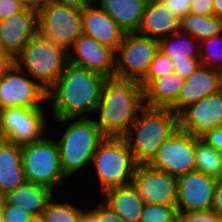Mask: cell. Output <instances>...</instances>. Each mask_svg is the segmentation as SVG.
Here are the masks:
<instances>
[{"instance_id": "obj_1", "label": "cell", "mask_w": 222, "mask_h": 222, "mask_svg": "<svg viewBox=\"0 0 222 222\" xmlns=\"http://www.w3.org/2000/svg\"><path fill=\"white\" fill-rule=\"evenodd\" d=\"M106 79L68 60L63 73L47 90L54 119L89 118L87 113L95 112Z\"/></svg>"}, {"instance_id": "obj_2", "label": "cell", "mask_w": 222, "mask_h": 222, "mask_svg": "<svg viewBox=\"0 0 222 222\" xmlns=\"http://www.w3.org/2000/svg\"><path fill=\"white\" fill-rule=\"evenodd\" d=\"M145 106L143 86L116 77L105 80L93 118L104 137L123 138Z\"/></svg>"}, {"instance_id": "obj_3", "label": "cell", "mask_w": 222, "mask_h": 222, "mask_svg": "<svg viewBox=\"0 0 222 222\" xmlns=\"http://www.w3.org/2000/svg\"><path fill=\"white\" fill-rule=\"evenodd\" d=\"M178 114L170 108L144 106L123 137L138 164H148L158 148L178 129Z\"/></svg>"}, {"instance_id": "obj_4", "label": "cell", "mask_w": 222, "mask_h": 222, "mask_svg": "<svg viewBox=\"0 0 222 222\" xmlns=\"http://www.w3.org/2000/svg\"><path fill=\"white\" fill-rule=\"evenodd\" d=\"M61 125L69 123L58 139L60 164L69 178L87 167L93 159L97 146L105 138L93 118H65L54 120Z\"/></svg>"}, {"instance_id": "obj_5", "label": "cell", "mask_w": 222, "mask_h": 222, "mask_svg": "<svg viewBox=\"0 0 222 222\" xmlns=\"http://www.w3.org/2000/svg\"><path fill=\"white\" fill-rule=\"evenodd\" d=\"M68 52L38 32L12 58V62L45 90H48L63 73Z\"/></svg>"}, {"instance_id": "obj_6", "label": "cell", "mask_w": 222, "mask_h": 222, "mask_svg": "<svg viewBox=\"0 0 222 222\" xmlns=\"http://www.w3.org/2000/svg\"><path fill=\"white\" fill-rule=\"evenodd\" d=\"M101 192L132 184L138 163L124 138L105 137L97 146L92 161Z\"/></svg>"}, {"instance_id": "obj_7", "label": "cell", "mask_w": 222, "mask_h": 222, "mask_svg": "<svg viewBox=\"0 0 222 222\" xmlns=\"http://www.w3.org/2000/svg\"><path fill=\"white\" fill-rule=\"evenodd\" d=\"M21 159L26 182L51 188L68 178L60 164L59 148L54 138H44L21 146Z\"/></svg>"}, {"instance_id": "obj_8", "label": "cell", "mask_w": 222, "mask_h": 222, "mask_svg": "<svg viewBox=\"0 0 222 222\" xmlns=\"http://www.w3.org/2000/svg\"><path fill=\"white\" fill-rule=\"evenodd\" d=\"M158 51L159 40L137 32L126 33L115 54L114 77L141 83Z\"/></svg>"}, {"instance_id": "obj_9", "label": "cell", "mask_w": 222, "mask_h": 222, "mask_svg": "<svg viewBox=\"0 0 222 222\" xmlns=\"http://www.w3.org/2000/svg\"><path fill=\"white\" fill-rule=\"evenodd\" d=\"M32 79L12 61L0 64V110L43 107L47 90Z\"/></svg>"}, {"instance_id": "obj_10", "label": "cell", "mask_w": 222, "mask_h": 222, "mask_svg": "<svg viewBox=\"0 0 222 222\" xmlns=\"http://www.w3.org/2000/svg\"><path fill=\"white\" fill-rule=\"evenodd\" d=\"M38 33L69 51L82 34L81 9L49 1L37 12Z\"/></svg>"}, {"instance_id": "obj_11", "label": "cell", "mask_w": 222, "mask_h": 222, "mask_svg": "<svg viewBox=\"0 0 222 222\" xmlns=\"http://www.w3.org/2000/svg\"><path fill=\"white\" fill-rule=\"evenodd\" d=\"M45 113L44 107L1 109L0 136L20 146L43 139L48 121Z\"/></svg>"}, {"instance_id": "obj_12", "label": "cell", "mask_w": 222, "mask_h": 222, "mask_svg": "<svg viewBox=\"0 0 222 222\" xmlns=\"http://www.w3.org/2000/svg\"><path fill=\"white\" fill-rule=\"evenodd\" d=\"M195 142L196 136L178 128L163 142L148 164L176 178L196 171Z\"/></svg>"}, {"instance_id": "obj_13", "label": "cell", "mask_w": 222, "mask_h": 222, "mask_svg": "<svg viewBox=\"0 0 222 222\" xmlns=\"http://www.w3.org/2000/svg\"><path fill=\"white\" fill-rule=\"evenodd\" d=\"M132 184L145 203L176 204L177 178L169 173L155 169L149 164H138Z\"/></svg>"}, {"instance_id": "obj_14", "label": "cell", "mask_w": 222, "mask_h": 222, "mask_svg": "<svg viewBox=\"0 0 222 222\" xmlns=\"http://www.w3.org/2000/svg\"><path fill=\"white\" fill-rule=\"evenodd\" d=\"M217 179L199 171L177 177L178 212L211 210Z\"/></svg>"}, {"instance_id": "obj_15", "label": "cell", "mask_w": 222, "mask_h": 222, "mask_svg": "<svg viewBox=\"0 0 222 222\" xmlns=\"http://www.w3.org/2000/svg\"><path fill=\"white\" fill-rule=\"evenodd\" d=\"M178 127L197 137L222 127V90L183 108L178 113Z\"/></svg>"}, {"instance_id": "obj_16", "label": "cell", "mask_w": 222, "mask_h": 222, "mask_svg": "<svg viewBox=\"0 0 222 222\" xmlns=\"http://www.w3.org/2000/svg\"><path fill=\"white\" fill-rule=\"evenodd\" d=\"M115 54L116 52L113 49L82 33L68 51V60L106 78H113L115 74Z\"/></svg>"}, {"instance_id": "obj_17", "label": "cell", "mask_w": 222, "mask_h": 222, "mask_svg": "<svg viewBox=\"0 0 222 222\" xmlns=\"http://www.w3.org/2000/svg\"><path fill=\"white\" fill-rule=\"evenodd\" d=\"M38 32L37 11L23 10L0 21V41L3 50L14 58Z\"/></svg>"}, {"instance_id": "obj_18", "label": "cell", "mask_w": 222, "mask_h": 222, "mask_svg": "<svg viewBox=\"0 0 222 222\" xmlns=\"http://www.w3.org/2000/svg\"><path fill=\"white\" fill-rule=\"evenodd\" d=\"M94 0L81 9L82 33L117 51L126 34L118 24Z\"/></svg>"}, {"instance_id": "obj_19", "label": "cell", "mask_w": 222, "mask_h": 222, "mask_svg": "<svg viewBox=\"0 0 222 222\" xmlns=\"http://www.w3.org/2000/svg\"><path fill=\"white\" fill-rule=\"evenodd\" d=\"M222 90V73L200 65L188 78L170 108L178 114L187 105Z\"/></svg>"}, {"instance_id": "obj_20", "label": "cell", "mask_w": 222, "mask_h": 222, "mask_svg": "<svg viewBox=\"0 0 222 222\" xmlns=\"http://www.w3.org/2000/svg\"><path fill=\"white\" fill-rule=\"evenodd\" d=\"M178 30L180 19L161 0H149L137 33L160 40Z\"/></svg>"}, {"instance_id": "obj_21", "label": "cell", "mask_w": 222, "mask_h": 222, "mask_svg": "<svg viewBox=\"0 0 222 222\" xmlns=\"http://www.w3.org/2000/svg\"><path fill=\"white\" fill-rule=\"evenodd\" d=\"M25 182L21 146L3 139L0 142V199Z\"/></svg>"}, {"instance_id": "obj_22", "label": "cell", "mask_w": 222, "mask_h": 222, "mask_svg": "<svg viewBox=\"0 0 222 222\" xmlns=\"http://www.w3.org/2000/svg\"><path fill=\"white\" fill-rule=\"evenodd\" d=\"M186 78L173 72L155 80H143L144 103L149 107L171 108Z\"/></svg>"}, {"instance_id": "obj_23", "label": "cell", "mask_w": 222, "mask_h": 222, "mask_svg": "<svg viewBox=\"0 0 222 222\" xmlns=\"http://www.w3.org/2000/svg\"><path fill=\"white\" fill-rule=\"evenodd\" d=\"M149 0H94L126 33L137 32Z\"/></svg>"}, {"instance_id": "obj_24", "label": "cell", "mask_w": 222, "mask_h": 222, "mask_svg": "<svg viewBox=\"0 0 222 222\" xmlns=\"http://www.w3.org/2000/svg\"><path fill=\"white\" fill-rule=\"evenodd\" d=\"M103 202L125 222H139L145 205L133 184L106 190Z\"/></svg>"}, {"instance_id": "obj_25", "label": "cell", "mask_w": 222, "mask_h": 222, "mask_svg": "<svg viewBox=\"0 0 222 222\" xmlns=\"http://www.w3.org/2000/svg\"><path fill=\"white\" fill-rule=\"evenodd\" d=\"M54 194L47 186L25 182L1 199L7 205L24 208L33 215H41Z\"/></svg>"}, {"instance_id": "obj_26", "label": "cell", "mask_w": 222, "mask_h": 222, "mask_svg": "<svg viewBox=\"0 0 222 222\" xmlns=\"http://www.w3.org/2000/svg\"><path fill=\"white\" fill-rule=\"evenodd\" d=\"M188 36V37H187ZM159 50L173 62L186 61L188 58L200 59L199 41L181 30L159 40Z\"/></svg>"}, {"instance_id": "obj_27", "label": "cell", "mask_w": 222, "mask_h": 222, "mask_svg": "<svg viewBox=\"0 0 222 222\" xmlns=\"http://www.w3.org/2000/svg\"><path fill=\"white\" fill-rule=\"evenodd\" d=\"M180 30L201 41L222 32V18L188 13L180 20Z\"/></svg>"}, {"instance_id": "obj_28", "label": "cell", "mask_w": 222, "mask_h": 222, "mask_svg": "<svg viewBox=\"0 0 222 222\" xmlns=\"http://www.w3.org/2000/svg\"><path fill=\"white\" fill-rule=\"evenodd\" d=\"M195 166L196 171L215 179L222 178V153L197 136L195 142Z\"/></svg>"}, {"instance_id": "obj_29", "label": "cell", "mask_w": 222, "mask_h": 222, "mask_svg": "<svg viewBox=\"0 0 222 222\" xmlns=\"http://www.w3.org/2000/svg\"><path fill=\"white\" fill-rule=\"evenodd\" d=\"M84 210L71 203L54 202L51 199L41 215L44 222H79Z\"/></svg>"}, {"instance_id": "obj_30", "label": "cell", "mask_w": 222, "mask_h": 222, "mask_svg": "<svg viewBox=\"0 0 222 222\" xmlns=\"http://www.w3.org/2000/svg\"><path fill=\"white\" fill-rule=\"evenodd\" d=\"M222 32L199 41L201 64L222 73Z\"/></svg>"}, {"instance_id": "obj_31", "label": "cell", "mask_w": 222, "mask_h": 222, "mask_svg": "<svg viewBox=\"0 0 222 222\" xmlns=\"http://www.w3.org/2000/svg\"><path fill=\"white\" fill-rule=\"evenodd\" d=\"M177 214L175 205L145 203L139 222H176Z\"/></svg>"}, {"instance_id": "obj_32", "label": "cell", "mask_w": 222, "mask_h": 222, "mask_svg": "<svg viewBox=\"0 0 222 222\" xmlns=\"http://www.w3.org/2000/svg\"><path fill=\"white\" fill-rule=\"evenodd\" d=\"M173 72V61L159 50L151 61L148 76L144 80H155Z\"/></svg>"}, {"instance_id": "obj_33", "label": "cell", "mask_w": 222, "mask_h": 222, "mask_svg": "<svg viewBox=\"0 0 222 222\" xmlns=\"http://www.w3.org/2000/svg\"><path fill=\"white\" fill-rule=\"evenodd\" d=\"M0 215L2 222H27L33 214L24 208L7 205L0 199Z\"/></svg>"}, {"instance_id": "obj_34", "label": "cell", "mask_w": 222, "mask_h": 222, "mask_svg": "<svg viewBox=\"0 0 222 222\" xmlns=\"http://www.w3.org/2000/svg\"><path fill=\"white\" fill-rule=\"evenodd\" d=\"M176 222H222L213 210L178 212Z\"/></svg>"}, {"instance_id": "obj_35", "label": "cell", "mask_w": 222, "mask_h": 222, "mask_svg": "<svg viewBox=\"0 0 222 222\" xmlns=\"http://www.w3.org/2000/svg\"><path fill=\"white\" fill-rule=\"evenodd\" d=\"M88 211L97 219L98 222H125L118 214H116L103 201L99 202L95 208Z\"/></svg>"}, {"instance_id": "obj_36", "label": "cell", "mask_w": 222, "mask_h": 222, "mask_svg": "<svg viewBox=\"0 0 222 222\" xmlns=\"http://www.w3.org/2000/svg\"><path fill=\"white\" fill-rule=\"evenodd\" d=\"M200 65L201 60L198 58H188L186 61L173 62L174 72L184 78H188Z\"/></svg>"}, {"instance_id": "obj_37", "label": "cell", "mask_w": 222, "mask_h": 222, "mask_svg": "<svg viewBox=\"0 0 222 222\" xmlns=\"http://www.w3.org/2000/svg\"><path fill=\"white\" fill-rule=\"evenodd\" d=\"M190 13L201 16H214L213 0H191Z\"/></svg>"}, {"instance_id": "obj_38", "label": "cell", "mask_w": 222, "mask_h": 222, "mask_svg": "<svg viewBox=\"0 0 222 222\" xmlns=\"http://www.w3.org/2000/svg\"><path fill=\"white\" fill-rule=\"evenodd\" d=\"M180 20L190 12L191 0H161Z\"/></svg>"}, {"instance_id": "obj_39", "label": "cell", "mask_w": 222, "mask_h": 222, "mask_svg": "<svg viewBox=\"0 0 222 222\" xmlns=\"http://www.w3.org/2000/svg\"><path fill=\"white\" fill-rule=\"evenodd\" d=\"M25 6L19 0H0V21L23 10Z\"/></svg>"}, {"instance_id": "obj_40", "label": "cell", "mask_w": 222, "mask_h": 222, "mask_svg": "<svg viewBox=\"0 0 222 222\" xmlns=\"http://www.w3.org/2000/svg\"><path fill=\"white\" fill-rule=\"evenodd\" d=\"M200 138L222 153V127L206 131Z\"/></svg>"}, {"instance_id": "obj_41", "label": "cell", "mask_w": 222, "mask_h": 222, "mask_svg": "<svg viewBox=\"0 0 222 222\" xmlns=\"http://www.w3.org/2000/svg\"><path fill=\"white\" fill-rule=\"evenodd\" d=\"M211 210H213L220 217H222V178L217 179L214 189V197Z\"/></svg>"}, {"instance_id": "obj_42", "label": "cell", "mask_w": 222, "mask_h": 222, "mask_svg": "<svg viewBox=\"0 0 222 222\" xmlns=\"http://www.w3.org/2000/svg\"><path fill=\"white\" fill-rule=\"evenodd\" d=\"M49 1L73 7L76 9H82L83 7L89 5L93 0H49Z\"/></svg>"}, {"instance_id": "obj_43", "label": "cell", "mask_w": 222, "mask_h": 222, "mask_svg": "<svg viewBox=\"0 0 222 222\" xmlns=\"http://www.w3.org/2000/svg\"><path fill=\"white\" fill-rule=\"evenodd\" d=\"M25 7L39 11L49 0H19Z\"/></svg>"}, {"instance_id": "obj_44", "label": "cell", "mask_w": 222, "mask_h": 222, "mask_svg": "<svg viewBox=\"0 0 222 222\" xmlns=\"http://www.w3.org/2000/svg\"><path fill=\"white\" fill-rule=\"evenodd\" d=\"M79 222H98L97 219L88 211L84 210Z\"/></svg>"}, {"instance_id": "obj_45", "label": "cell", "mask_w": 222, "mask_h": 222, "mask_svg": "<svg viewBox=\"0 0 222 222\" xmlns=\"http://www.w3.org/2000/svg\"><path fill=\"white\" fill-rule=\"evenodd\" d=\"M214 16L222 18V0H213Z\"/></svg>"}, {"instance_id": "obj_46", "label": "cell", "mask_w": 222, "mask_h": 222, "mask_svg": "<svg viewBox=\"0 0 222 222\" xmlns=\"http://www.w3.org/2000/svg\"><path fill=\"white\" fill-rule=\"evenodd\" d=\"M12 61V58L3 50L1 41H0V64L9 63Z\"/></svg>"}, {"instance_id": "obj_47", "label": "cell", "mask_w": 222, "mask_h": 222, "mask_svg": "<svg viewBox=\"0 0 222 222\" xmlns=\"http://www.w3.org/2000/svg\"><path fill=\"white\" fill-rule=\"evenodd\" d=\"M27 222H44L42 215H33Z\"/></svg>"}]
</instances>
